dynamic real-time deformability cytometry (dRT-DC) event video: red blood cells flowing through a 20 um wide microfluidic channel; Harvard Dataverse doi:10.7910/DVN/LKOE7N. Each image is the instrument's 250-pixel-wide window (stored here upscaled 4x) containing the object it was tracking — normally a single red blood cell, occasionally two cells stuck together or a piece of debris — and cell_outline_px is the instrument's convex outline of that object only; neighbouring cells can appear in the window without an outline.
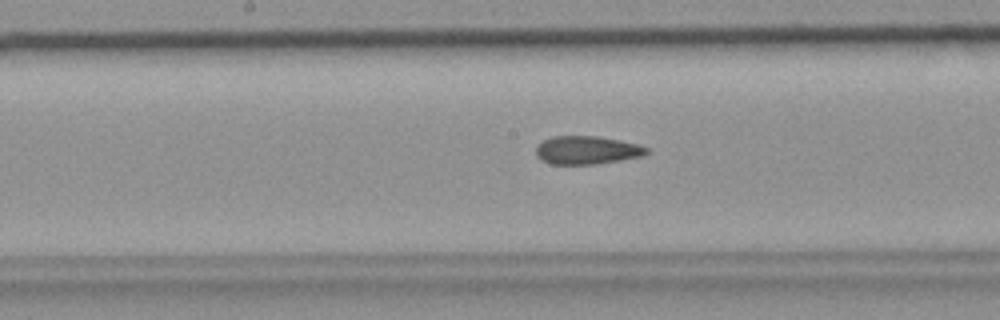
{"species": "common noctule bat (a hibernating species)", "species_latin": "Nyctalus noctula", "temperature_condition": "room temperature", "stored_images_in_passage": 32, "camera_frame_rate_fps": 3000, "um_per_image_px": 0.085, "animal": {"sex": "female", "body_mass_g": 19.9}, "frame": {"image": 1, "passage_image": 14, "time_ms": 4.333, "image_size_px": [1000, 320], "cell_outline_px": [[648, 152], [640, 156], [620, 160], [596, 164], [552, 164], [540, 160], [536, 156], [536, 144], [552, 136], [596, 136], [636, 144], [648, 148]], "centroid_in_image_um": [49.81, 12.76], "position_along_channel_um": 198.4, "area_um2": 18.03}}
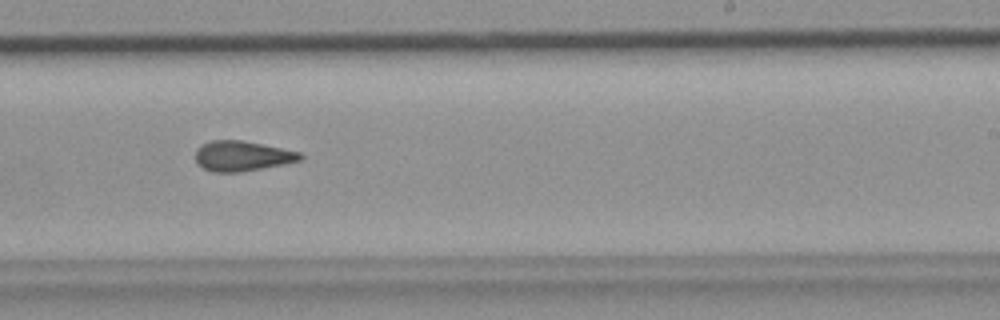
{"frame": {"image": 2, "passage_image": 19, "time_ms": 6.0, "image_size_px": [1000, 320], "cell_outline_px": [[304, 156], [300, 160], [284, 164], [240, 172], [212, 172], [204, 168], [196, 160], [196, 148], [200, 144], [212, 140], [240, 140], [300, 152]], "centroid_in_image_um": [20.56, 13.26], "position_along_channel_um": 268.4, "area_um2": 18.21}}
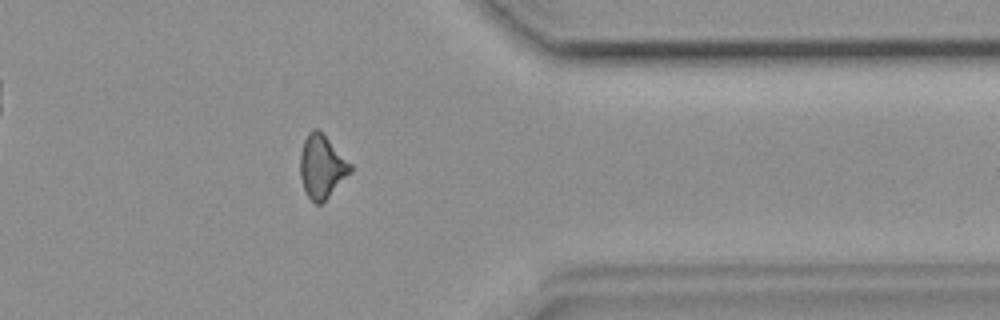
{"frame": {"image": 3, "passage_image": 28, "time_ms": 9.0, "image_size_px": [1000, 320], "cell_outline_px": [[352, 172], [320, 204], [316, 204], [308, 196], [304, 188], [300, 176], [300, 152], [304, 140], [308, 132], [316, 128], [352, 164]], "centroid_in_image_um": [27.35, 14.16], "position_along_channel_um": 384.1, "area_um2": 18.09}}